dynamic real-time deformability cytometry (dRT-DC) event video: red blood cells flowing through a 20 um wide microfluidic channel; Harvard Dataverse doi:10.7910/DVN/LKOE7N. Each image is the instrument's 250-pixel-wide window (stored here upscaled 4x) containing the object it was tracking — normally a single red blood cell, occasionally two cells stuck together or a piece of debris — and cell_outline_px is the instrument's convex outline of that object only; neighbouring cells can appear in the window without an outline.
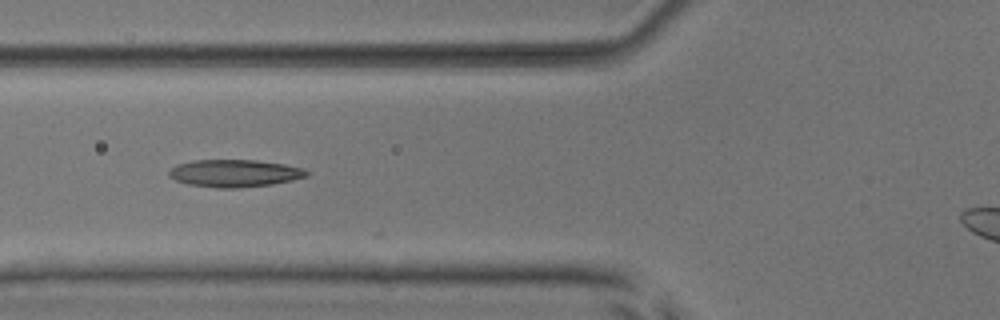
{"species": "common noctule bat (a hibernating species)", "species_latin": "Nyctalus noctula", "temperature_condition": "room temperature", "stored_images_in_passage": 4, "camera_frame_rate_fps": 3000, "um_per_image_px": 0.085, "animal": {"sex": "male", "body_mass_g": 17.9, "forearm_length_mm": 54.2}, "frame": {"image": 1, "passage_image": 2, "time_ms": 1.0, "image_size_px": [1000, 320], "cell_outline_px": [[308, 176], [292, 180], [272, 184], [240, 188], [216, 188], [188, 184], [176, 180], [168, 176], [168, 172], [176, 164], [192, 160], [256, 160], [284, 164], [304, 168], [308, 172]], "centroid_in_image_um": [19.93, 14.72], "position_along_channel_um": 105.9, "area_um2": 22.08}}
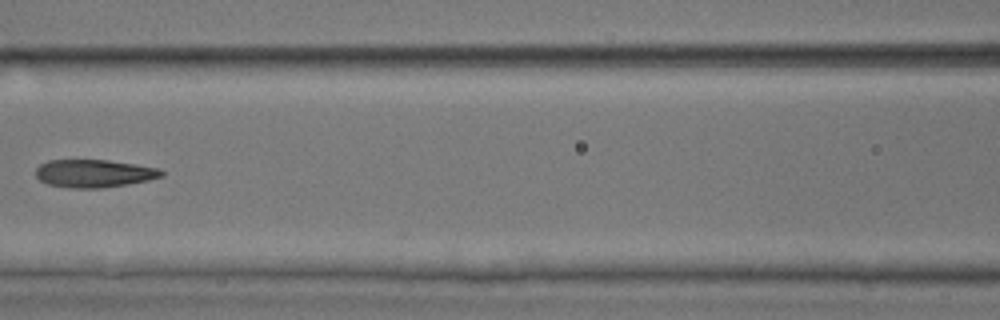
{"frame": {"image": 2, "passage_image": 3, "time_ms": 2.333, "image_size_px": [1000, 320], "cell_outline_px": [[164, 176], [148, 180], [128, 184], [100, 188], [68, 188], [48, 184], [40, 180], [36, 176], [36, 168], [40, 164], [48, 160], [108, 160], [136, 164], [160, 168], [164, 172]], "centroid_in_image_um": [8.01, 14.74], "position_along_channel_um": 158.6, "area_um2": 20.52}}